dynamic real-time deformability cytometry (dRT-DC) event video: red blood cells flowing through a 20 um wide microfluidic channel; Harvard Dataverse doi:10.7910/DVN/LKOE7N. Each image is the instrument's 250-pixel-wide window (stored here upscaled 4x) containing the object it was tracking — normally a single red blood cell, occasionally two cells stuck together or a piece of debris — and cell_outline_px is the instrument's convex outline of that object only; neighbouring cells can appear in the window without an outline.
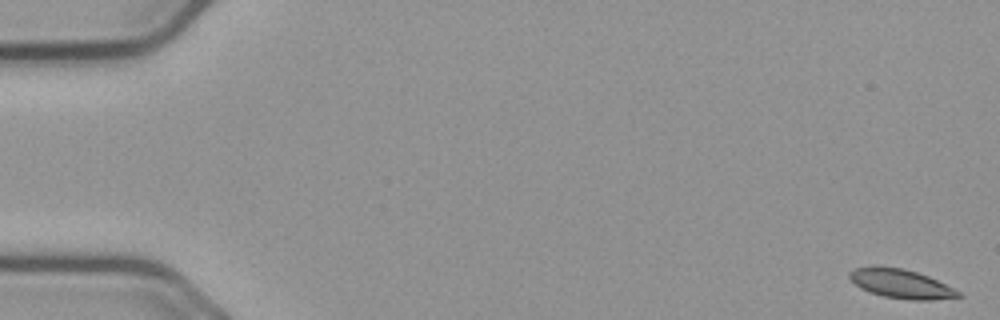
{"species": "common noctule bat (a hibernating species)", "species_latin": "Nyctalus noctula", "temperature_condition": "cold", "stored_images_in_passage": 57, "camera_frame_rate_fps": 3000, "um_per_image_px": 0.085, "animal": {"sex": "male", "body_mass_g": 23.1, "forearm_length_mm": 52.7}, "frame": {"image": 1, "passage_image": 1, "time_ms": 0.0, "image_size_px": [1000, 320], "cell_outline_px": [[964, 296], [932, 300], [912, 300], [884, 296], [868, 292], [860, 288], [848, 276], [848, 272], [856, 268], [900, 268], [916, 272], [928, 276], [960, 292]], "centroid_in_image_um": [76.61, 24.15], "position_along_channel_um": 8.4, "area_um2": 17.8}}
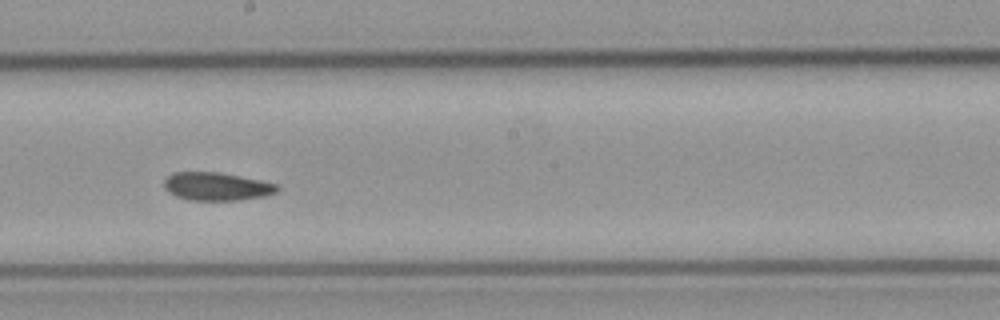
{"frame": {"image": 2, "passage_image": 32, "time_ms": 10.333, "image_size_px": [1000, 320], "cell_outline_px": [[280, 188], [276, 192], [264, 196], [240, 200], [188, 200], [176, 196], [168, 192], [164, 188], [164, 180], [172, 172], [220, 172], [260, 180], [276, 184]], "centroid_in_image_um": [18.39, 15.85], "position_along_channel_um": 229.8, "area_um2": 18.55}}
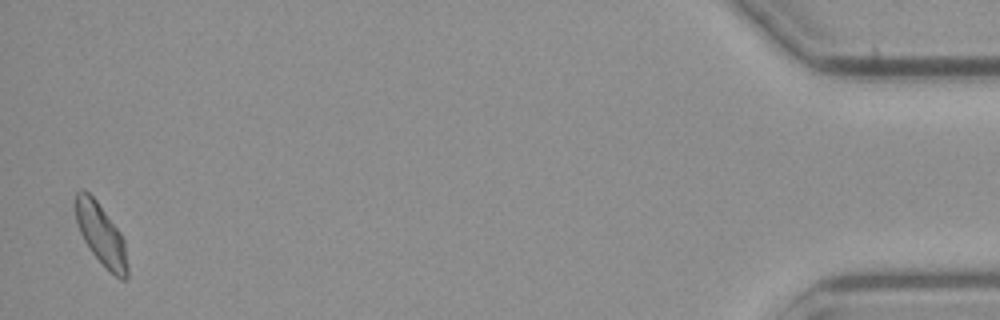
{"frame": {"image": 3, "passage_image": 56, "time_ms": 18.333, "image_size_px": [1000, 320], "cell_outline_px": [[128, 276], [124, 280], [120, 280], [92, 252], [84, 240], [80, 232], [76, 220], [76, 192], [80, 188], [84, 188], [96, 200], [120, 232], [124, 240], [128, 264]], "centroid_in_image_um": [8.6, 19.91], "position_along_channel_um": 426.6, "area_um2": 18.21}, "authors_computed_cell_mechanics": {"area_um2": 18.6116, "velocity_mm_per_s": 3.6324, "shape_relaxation_time_tau1_ms": null, "shape_relaxation_time_tau2_ms": 2.9484, "deformation_change_tau1": null, "deformation_change_tau2": 0.045}}